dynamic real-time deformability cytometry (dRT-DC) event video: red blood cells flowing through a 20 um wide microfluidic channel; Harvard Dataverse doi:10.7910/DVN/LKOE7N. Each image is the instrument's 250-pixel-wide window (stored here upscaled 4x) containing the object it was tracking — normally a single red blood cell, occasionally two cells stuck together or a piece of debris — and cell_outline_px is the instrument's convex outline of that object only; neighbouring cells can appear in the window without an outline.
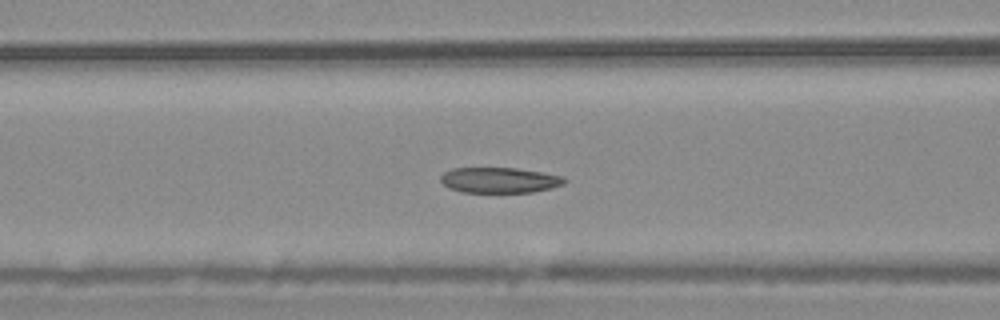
{"species": "common noctule bat (a hibernating species)", "species_latin": "Nyctalus noctula", "temperature_condition": "warm", "stored_images_in_passage": 57, "camera_frame_rate_fps": 3000, "um_per_image_px": 0.085, "animal": {"sex": "male", "body_mass_g": 20.4}, "frame": {"image": 1, "passage_image": 23, "time_ms": 7.333, "image_size_px": [1000, 320], "cell_outline_px": [[568, 180], [564, 184], [552, 188], [532, 192], [460, 192], [448, 188], [440, 180], [440, 176], [444, 172], [452, 168], [516, 168], [540, 172], [560, 176]], "centroid_in_image_um": [42.43, 15.31], "position_along_channel_um": 124.2, "area_um2": 18.38}}
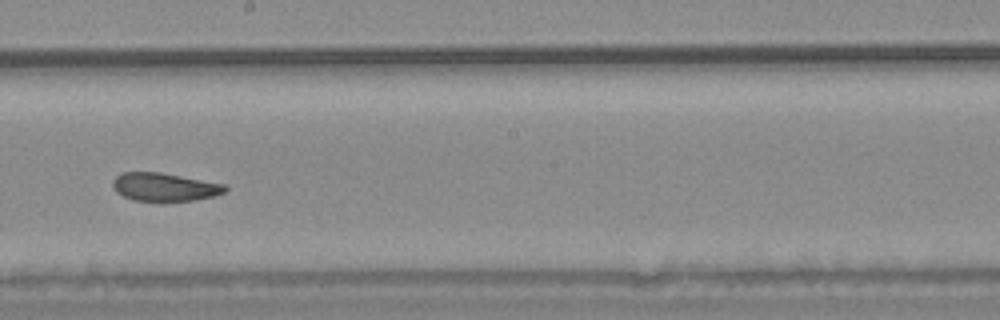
{"frame": {"image": 2, "passage_image": 32, "time_ms": 10.333, "image_size_px": [1000, 320], "cell_outline_px": [[228, 188], [224, 192], [216, 196], [192, 200], [160, 204], [136, 200], [124, 196], [116, 192], [112, 184], [112, 180], [120, 172], [160, 172], [224, 184]], "centroid_in_image_um": [13.96, 15.93], "position_along_channel_um": 234.2, "area_um2": 19.02}}
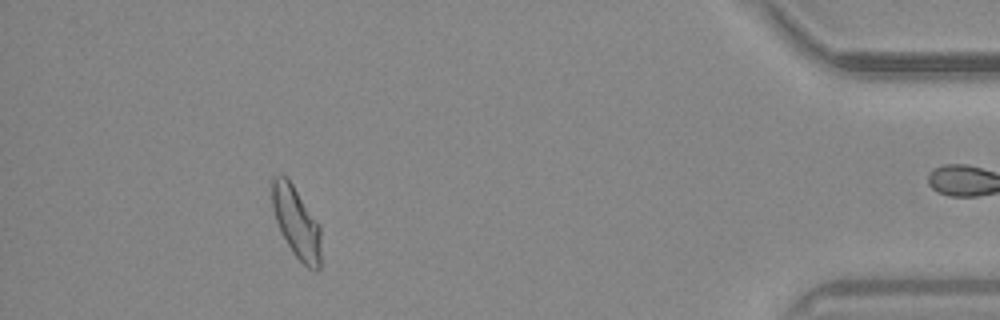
{"frame": {"image": 3, "passage_image": 51, "time_ms": 16.667, "image_size_px": [1000, 320], "cell_outline_px": [[320, 268], [316, 272], [308, 268], [292, 252], [276, 220], [272, 208], [272, 176], [280, 172], [292, 184], [320, 224]], "centroid_in_image_um": [25.2, 18.89], "position_along_channel_um": 410.0, "area_um2": 20.17}}